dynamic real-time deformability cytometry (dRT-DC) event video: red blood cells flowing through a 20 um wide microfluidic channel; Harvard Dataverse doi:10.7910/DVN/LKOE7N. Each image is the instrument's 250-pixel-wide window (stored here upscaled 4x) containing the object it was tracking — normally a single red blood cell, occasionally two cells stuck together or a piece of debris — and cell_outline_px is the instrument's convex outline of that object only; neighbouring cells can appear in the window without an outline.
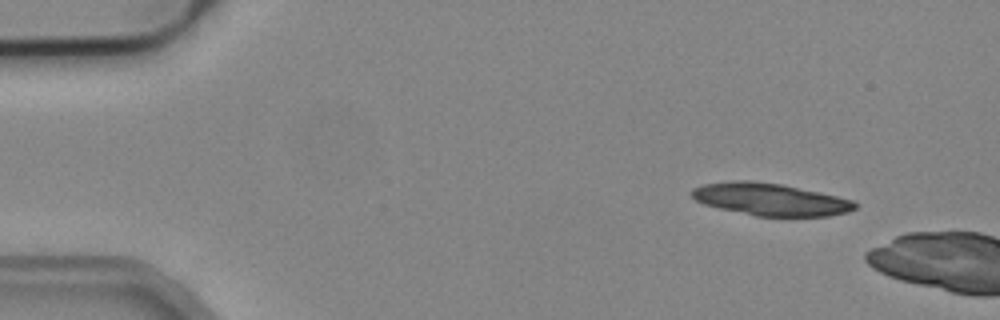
{"species": "common noctule bat (a hibernating species)", "species_latin": "Nyctalus noctula", "temperature_condition": "cold", "stored_images_in_passage": 3, "segment_of_instrument_passage": [2, 2], "camera_frame_rate_fps": 3000, "um_per_image_px": 0.085, "animal": {"sex": "male", "body_mass_g": 19.2, "forearm_length_mm": 51.8}, "frame": {"image": 1, "passage_image": 3, "time_ms": 0.667, "image_size_px": [1000, 320], "cell_outline_px": [[856, 208], [848, 212], [828, 216], [756, 216], [720, 208], [704, 204], [696, 200], [692, 196], [692, 188], [704, 184], [732, 180], [752, 180], [780, 184], [820, 192], [852, 200], [856, 204]], "centroid_in_image_um": [65.47, 16.94], "position_along_channel_um": 19.5, "area_um2": 30.52}}